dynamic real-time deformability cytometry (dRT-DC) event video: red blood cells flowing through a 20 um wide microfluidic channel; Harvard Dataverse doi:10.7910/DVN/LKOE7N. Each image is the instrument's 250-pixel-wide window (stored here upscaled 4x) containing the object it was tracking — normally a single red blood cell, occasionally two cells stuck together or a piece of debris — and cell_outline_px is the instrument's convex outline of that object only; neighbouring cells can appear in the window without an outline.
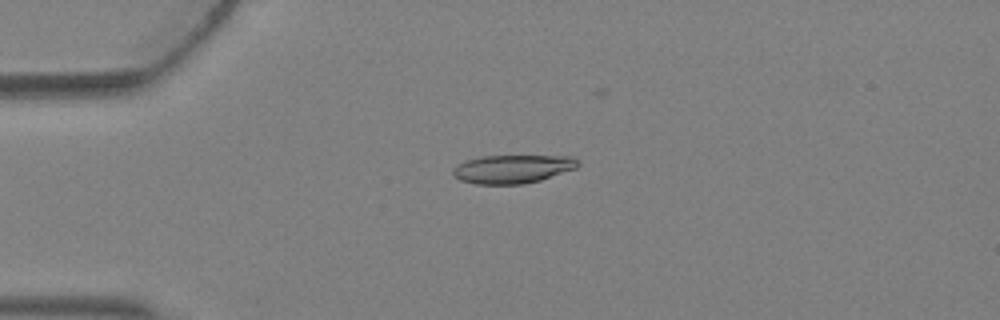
{"species": "Egyptian fruit bat (a non-hibernating species)", "species_latin": "Rousettus aegyptiacus", "temperature_condition": "warm", "stored_images_in_passage": 2, "camera_frame_rate_fps": 3000, "um_per_image_px": 0.085, "animal": {"sex": "female"}, "frame": {"image": 1, "passage_image": 1, "time_ms": 0.0, "image_size_px": [1000, 320], "cell_outline_px": [[580, 164], [576, 168], [540, 180], [524, 184], [476, 184], [460, 180], [452, 176], [452, 168], [456, 164], [468, 160], [484, 156], [572, 156], [580, 160]], "centroid_in_image_um": [43.56, 14.36], "position_along_channel_um": 41.4, "area_um2": 20.81}}